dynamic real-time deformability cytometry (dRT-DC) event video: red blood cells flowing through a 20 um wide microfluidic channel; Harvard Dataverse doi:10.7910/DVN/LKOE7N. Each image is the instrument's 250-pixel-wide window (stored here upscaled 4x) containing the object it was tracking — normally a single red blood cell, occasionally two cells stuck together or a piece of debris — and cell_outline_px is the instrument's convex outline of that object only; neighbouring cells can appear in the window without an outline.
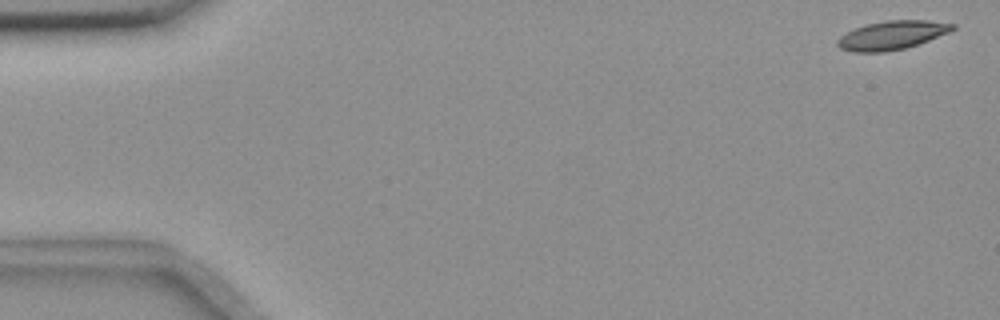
{"species": "common noctule bat (a hibernating species)", "species_latin": "Nyctalus noctula", "temperature_condition": "room temperature", "stored_images_in_passage": 7, "camera_frame_rate_fps": 3000, "um_per_image_px": 0.085, "animal": {"sex": "female", "body_mass_g": 18.4}, "frame": {"image": 1, "passage_image": 1, "time_ms": 0.0, "image_size_px": [1000, 320], "cell_outline_px": [[956, 28], [948, 32], [928, 40], [904, 48], [884, 52], [852, 52], [840, 48], [836, 44], [836, 40], [840, 36], [856, 28], [868, 24], [888, 20], [928, 20], [956, 24]], "centroid_in_image_um": [75.8, 2.99], "position_along_channel_um": 9.2, "area_um2": 19.02}}
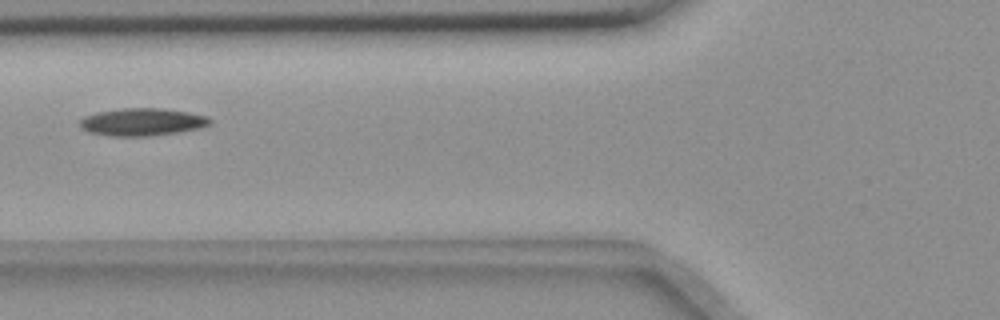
{"frame": {"image": 2, "passage_image": 7, "time_ms": 6.667, "image_size_px": [1000, 320], "cell_outline_px": [[212, 124], [200, 128], [152, 136], [112, 136], [88, 132], [80, 128], [80, 120], [84, 116], [96, 112], [120, 108], [164, 108], [188, 112], [208, 116], [212, 120]], "centroid_in_image_um": [12.09, 10.36], "position_along_channel_um": 113.7, "area_um2": 21.1}}